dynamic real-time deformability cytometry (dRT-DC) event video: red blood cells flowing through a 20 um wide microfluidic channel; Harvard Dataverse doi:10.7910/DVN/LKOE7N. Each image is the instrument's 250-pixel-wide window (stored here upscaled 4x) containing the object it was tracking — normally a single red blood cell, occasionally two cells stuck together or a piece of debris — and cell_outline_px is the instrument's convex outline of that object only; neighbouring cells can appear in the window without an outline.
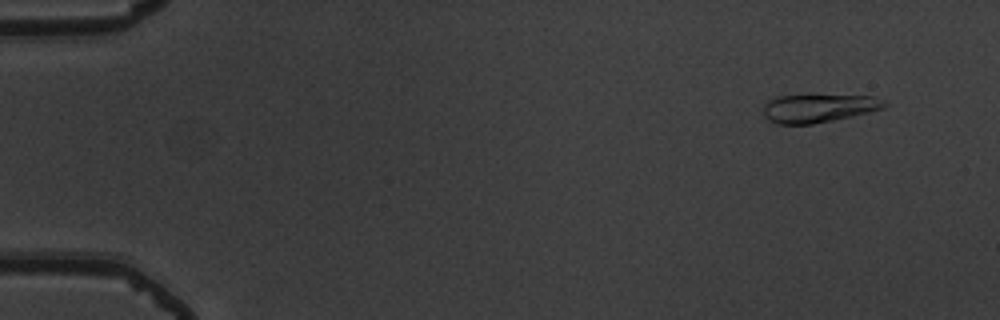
{"species": "common noctule bat (a hibernating species)", "species_latin": "Nyctalus noctula", "temperature_condition": "warm", "stored_images_in_passage": 9, "camera_frame_rate_fps": 3000, "um_per_image_px": 0.085, "animal": {"sex": "male", "body_mass_g": 19.5, "forearm_length_mm": 54.6}, "frame": {"image": 1, "passage_image": 2, "time_ms": 0.333, "image_size_px": [1000, 320], "cell_outline_px": [[888, 104], [884, 108], [852, 116], [812, 124], [776, 124], [768, 120], [764, 116], [764, 104], [768, 100], [776, 96], [812, 92], [872, 96], [884, 100]], "centroid_in_image_um": [69.56, 9.13], "position_along_channel_um": 15.4, "area_um2": 21.1}}
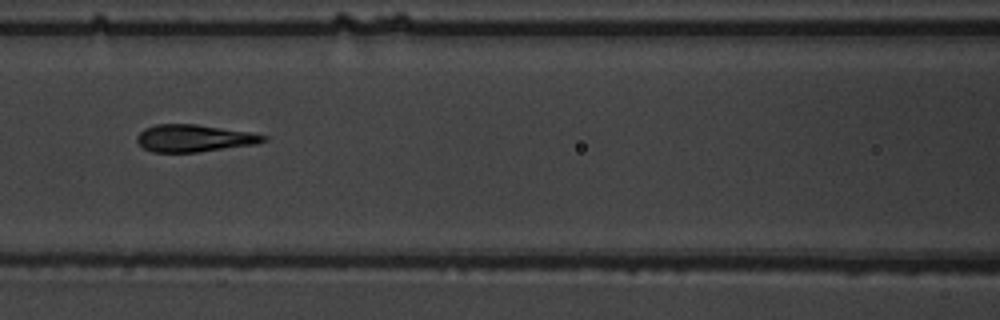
{"frame": {"image": 2, "passage_image": 7, "time_ms": 2.0, "image_size_px": [1000, 320], "cell_outline_px": [[268, 140], [256, 144], [200, 152], [152, 152], [144, 148], [136, 140], [136, 136], [144, 128], [156, 124], [196, 124], [252, 132], [268, 136]], "centroid_in_image_um": [16.52, 11.74], "position_along_channel_um": 150.1, "area_um2": 20.23}}
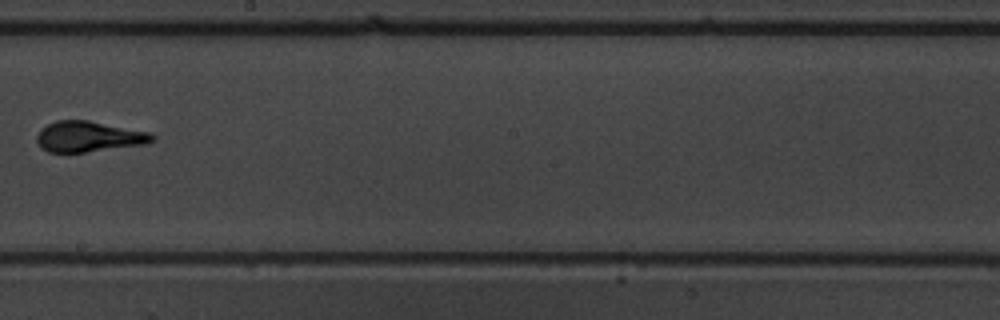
{"frame": {"image": 3, "passage_image": 9, "time_ms": 2.667, "image_size_px": [1000, 320], "cell_outline_px": [[156, 140], [148, 144], [84, 152], [48, 152], [40, 148], [36, 140], [36, 136], [40, 128], [56, 120], [88, 120], [152, 132], [156, 136]], "centroid_in_image_um": [7.57, 11.6], "position_along_channel_um": 240.6, "area_um2": 20.98}}